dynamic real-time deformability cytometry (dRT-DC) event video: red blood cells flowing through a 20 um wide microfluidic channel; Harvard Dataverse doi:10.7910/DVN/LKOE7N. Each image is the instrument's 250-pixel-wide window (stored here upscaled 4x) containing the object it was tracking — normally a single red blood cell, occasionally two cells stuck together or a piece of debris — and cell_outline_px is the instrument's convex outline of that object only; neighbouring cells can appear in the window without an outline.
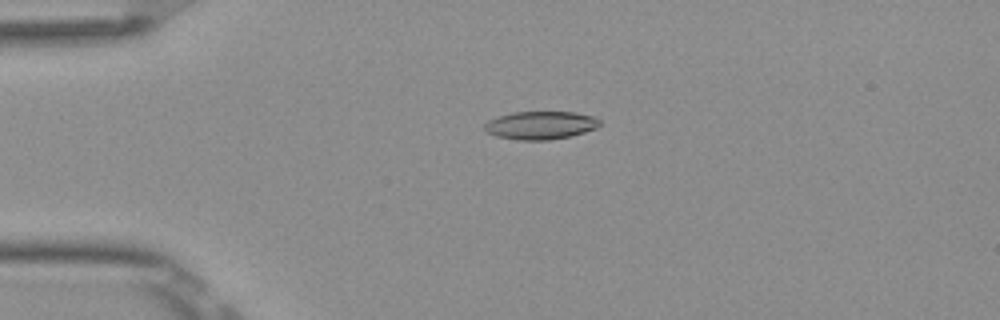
{"species": "Egyptian fruit bat (a non-hibernating species)", "species_latin": "Rousettus aegyptiacus", "temperature_condition": "room temperature", "stored_images_in_passage": 42, "camera_frame_rate_fps": 3000, "um_per_image_px": 0.085, "frame": {"image": 1, "passage_image": 2, "time_ms": 0.333, "image_size_px": [1000, 320], "cell_outline_px": [[600, 124], [596, 128], [572, 136], [548, 140], [516, 140], [496, 136], [488, 132], [484, 128], [484, 124], [488, 120], [512, 112], [576, 112], [592, 116], [600, 120]], "centroid_in_image_um": [45.95, 10.65], "position_along_channel_um": 39.1, "area_um2": 18.84}}
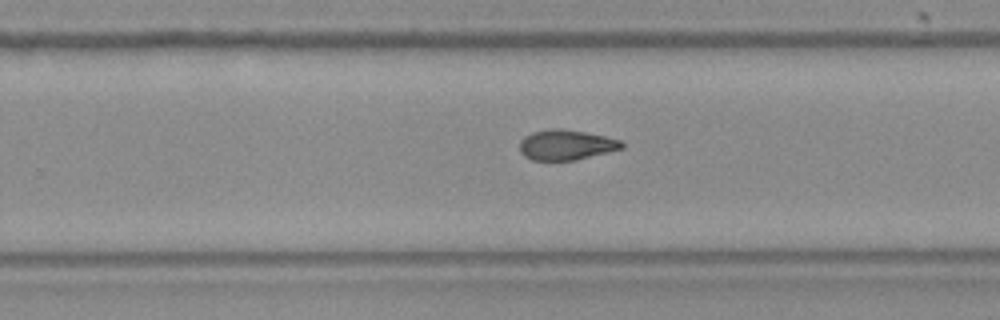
{"frame": {"image": 2, "passage_image": 23, "time_ms": 7.333, "image_size_px": [1000, 320], "cell_outline_px": [[624, 148], [576, 160], [532, 160], [524, 156], [520, 152], [520, 140], [524, 136], [532, 132], [552, 128], [560, 128], [584, 132], [604, 136], [620, 140], [624, 144]], "centroid_in_image_um": [48.1, 12.31], "position_along_channel_um": 281.7, "area_um2": 17.98}}
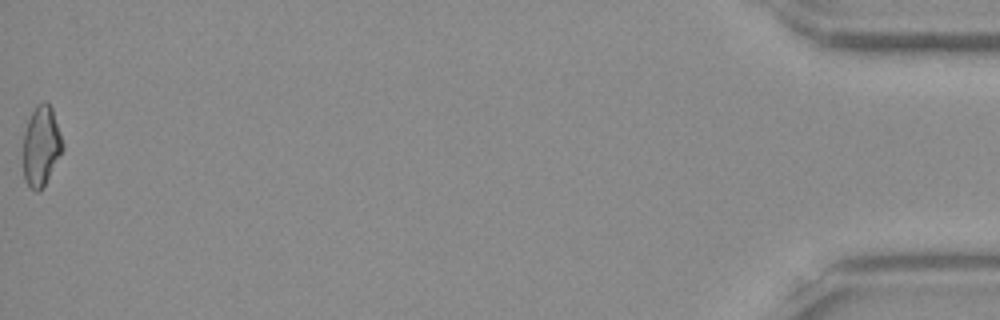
{"frame": {"image": 3, "passage_image": 42, "time_ms": 13.667, "image_size_px": [1000, 320], "cell_outline_px": [[64, 148], [40, 192], [36, 192], [28, 184], [24, 176], [24, 132], [28, 120], [36, 104], [44, 100], [52, 108], [64, 144]], "centroid_in_image_um": [3.51, 12.38], "position_along_channel_um": 431.7, "area_um2": 18.15}, "authors_computed_cell_mechanics": {"area_um2": 18.2648, "velocity_mm_per_s": 3.9137, "shape_relaxation_time_tau1_ms": 9.3835, "shape_relaxation_time_tau2_ms": 3.2121, "deformation_change_tau1": 0.2457, "deformation_change_tau2": 0.1003}}